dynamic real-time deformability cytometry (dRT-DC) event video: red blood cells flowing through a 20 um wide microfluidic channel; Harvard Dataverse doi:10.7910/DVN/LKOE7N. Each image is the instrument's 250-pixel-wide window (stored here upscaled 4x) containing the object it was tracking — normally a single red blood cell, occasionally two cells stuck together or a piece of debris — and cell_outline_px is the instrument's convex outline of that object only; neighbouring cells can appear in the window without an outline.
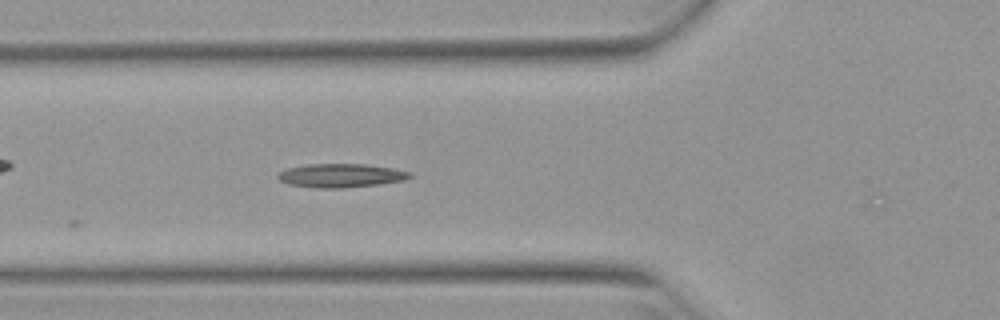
{"species": "Egyptian fruit bat (a non-hibernating species)", "species_latin": "Rousettus aegyptiacus", "temperature_condition": "warm", "stored_images_in_passage": 9, "camera_frame_rate_fps": 3000, "um_per_image_px": 0.085, "animal": {"sex": "female"}, "frame": {"image": 1, "passage_image": 4, "time_ms": 1.0, "image_size_px": [1000, 320], "cell_outline_px": [[412, 176], [404, 180], [380, 184], [344, 188], [316, 188], [288, 184], [280, 180], [276, 176], [280, 172], [288, 168], [304, 164], [364, 164], [392, 168], [412, 172]], "centroid_in_image_um": [28.97, 14.92], "position_along_channel_um": 96.8, "area_um2": 18.26}}
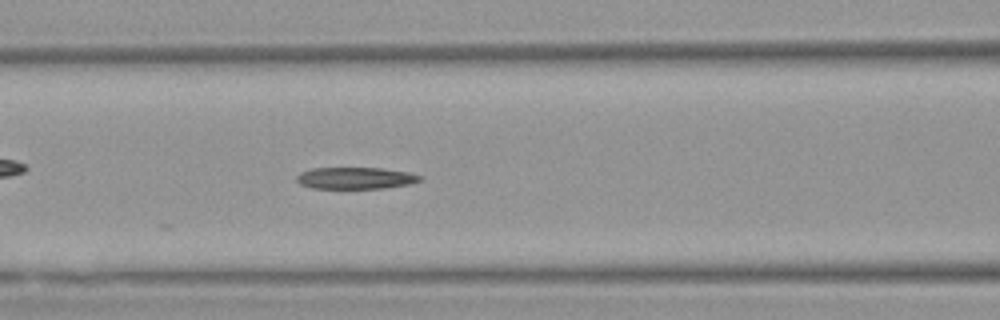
{"frame": {"image": 2, "passage_image": 7, "time_ms": 2.0, "image_size_px": [1000, 320], "cell_outline_px": [[424, 180], [408, 184], [384, 188], [312, 188], [300, 184], [296, 180], [296, 176], [300, 172], [312, 168], [380, 168], [408, 172], [424, 176]], "centroid_in_image_um": [30.23, 15.13], "position_along_channel_um": 136.4, "area_um2": 15.66}}